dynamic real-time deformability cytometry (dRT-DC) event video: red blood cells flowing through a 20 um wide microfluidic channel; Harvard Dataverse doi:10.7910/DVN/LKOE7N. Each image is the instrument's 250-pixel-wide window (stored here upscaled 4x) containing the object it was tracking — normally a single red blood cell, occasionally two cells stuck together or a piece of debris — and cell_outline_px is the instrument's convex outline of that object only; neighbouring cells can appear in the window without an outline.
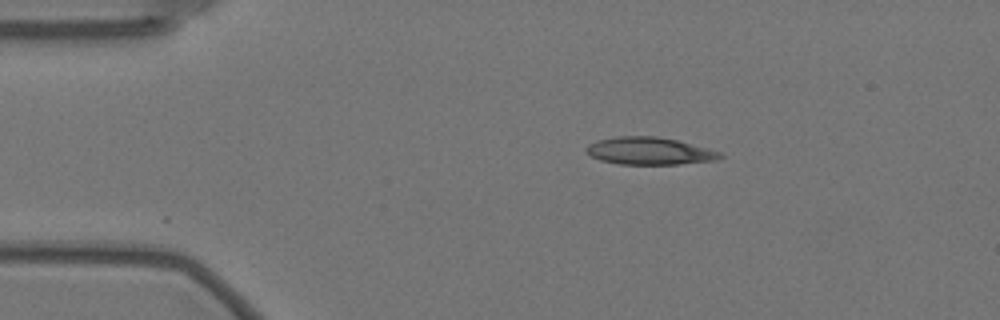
{"species": "Egyptian fruit bat (a non-hibernating species)", "species_latin": "Rousettus aegyptiacus", "temperature_condition": "warm", "stored_images_in_passage": 36, "camera_frame_rate_fps": 3000, "um_per_image_px": 0.085, "animal": {"sex": "female"}, "frame": {"image": 1, "passage_image": 1, "time_ms": 0.0, "image_size_px": [1000, 320], "cell_outline_px": [[724, 156], [716, 160], [680, 164], [620, 164], [600, 160], [592, 156], [584, 148], [588, 144], [596, 140], [616, 136], [656, 136], [676, 140], [708, 148], [720, 152]], "centroid_in_image_um": [55.19, 12.83], "position_along_channel_um": 29.8, "area_um2": 21.33}}
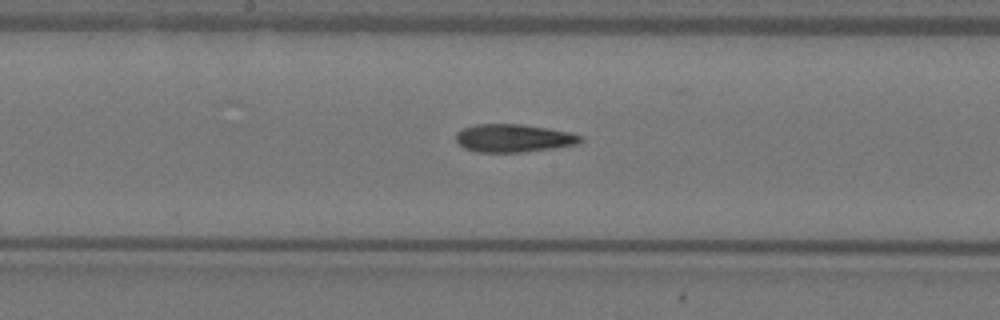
{"frame": {"image": 2, "passage_image": 20, "time_ms": 6.333, "image_size_px": [1000, 320], "cell_outline_px": [[584, 140], [580, 144], [556, 148], [524, 152], [476, 152], [464, 148], [456, 140], [456, 132], [460, 128], [476, 124], [520, 124], [548, 128], [568, 132], [584, 136]], "centroid_in_image_um": [43.68, 11.74], "position_along_channel_um": 204.5, "area_um2": 20.63}}
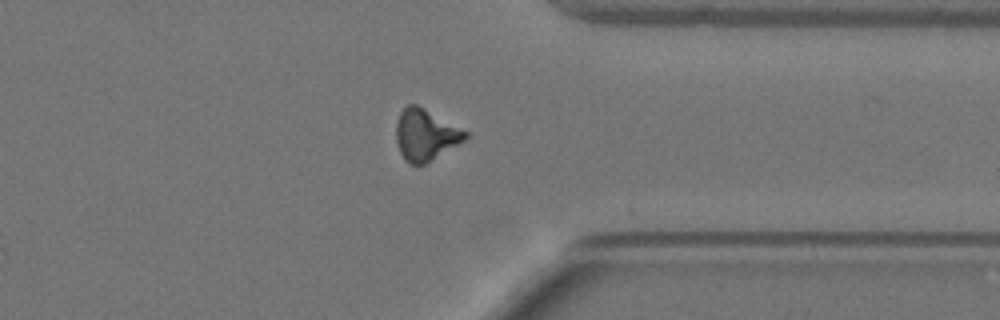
{"frame": {"image": 3, "passage_image": 35, "time_ms": 11.333, "image_size_px": [1000, 320], "cell_outline_px": [[468, 136], [464, 140], [424, 164], [408, 164], [404, 160], [400, 152], [396, 140], [396, 120], [400, 112], [408, 104], [416, 104], [468, 132]], "centroid_in_image_um": [36.12, 11.46], "position_along_channel_um": 375.3, "area_um2": 20.35}, "authors_computed_cell_mechanics": {"area_um2": 20.6346, "velocity_mm_per_s": 3.534, "shape_relaxation_time_tau1_ms": 8.4114, "shape_relaxation_time_tau2_ms": 5.3198, "deformation_change_tau1": 0.2338, "deformation_change_tau2": 0.1555}}